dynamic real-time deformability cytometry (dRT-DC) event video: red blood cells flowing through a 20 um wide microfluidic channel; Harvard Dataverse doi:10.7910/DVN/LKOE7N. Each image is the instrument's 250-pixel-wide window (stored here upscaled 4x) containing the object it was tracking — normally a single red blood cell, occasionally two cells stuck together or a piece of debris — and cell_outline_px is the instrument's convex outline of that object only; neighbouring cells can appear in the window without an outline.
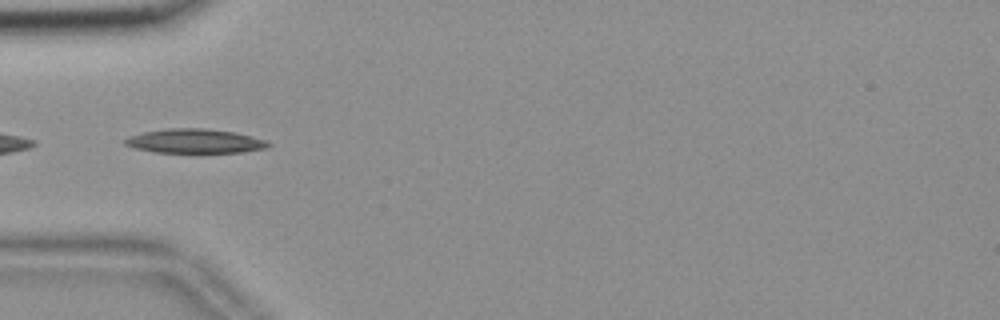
{"species": "common noctule bat (a hibernating species)", "species_latin": "Nyctalus noctula", "temperature_condition": "room temperature", "stored_images_in_passage": 6, "camera_frame_rate_fps": 3000, "um_per_image_px": 0.085, "animal": {"sex": "female", "body_mass_g": 18.4}, "frame": {"image": 1, "passage_image": 4, "time_ms": 1.0, "image_size_px": [1000, 320], "cell_outline_px": [[272, 144], [268, 148], [240, 152], [156, 152], [136, 148], [124, 144], [124, 140], [128, 136], [144, 132], [168, 128], [204, 128], [236, 132], [268, 140]], "centroid_in_image_um": [16.61, 11.98], "position_along_channel_um": 68.4, "area_um2": 20.23}}